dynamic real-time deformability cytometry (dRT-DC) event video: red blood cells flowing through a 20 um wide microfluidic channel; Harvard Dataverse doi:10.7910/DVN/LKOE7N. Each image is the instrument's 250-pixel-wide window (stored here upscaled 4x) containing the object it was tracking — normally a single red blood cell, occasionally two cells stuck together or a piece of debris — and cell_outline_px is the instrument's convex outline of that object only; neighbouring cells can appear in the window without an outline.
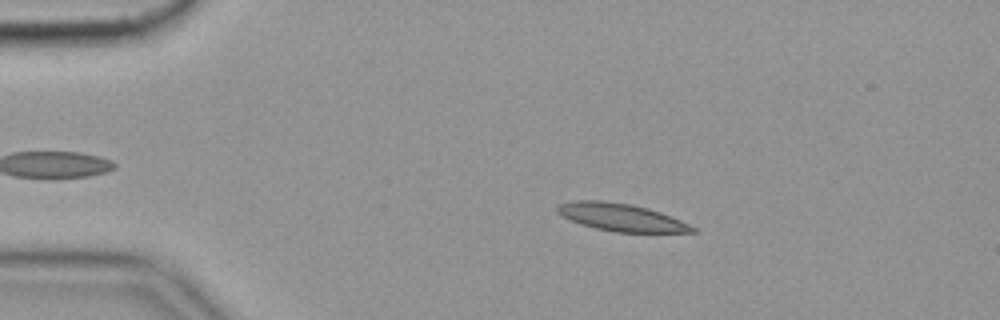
{"species": "common noctule bat (a hibernating species)", "species_latin": "Nyctalus noctula", "temperature_condition": "cold", "stored_images_in_passage": 56, "camera_frame_rate_fps": 3000, "um_per_image_px": 0.085, "animal": {"sex": "female", "body_mass_g": 19.9}, "frame": {"image": 1, "passage_image": 10, "time_ms": 3.0, "image_size_px": [1000, 320], "cell_outline_px": [[696, 232], [616, 232], [596, 228], [572, 220], [556, 212], [556, 208], [560, 204], [572, 200], [604, 200], [628, 204], [648, 208], [660, 212], [680, 220], [696, 228]], "centroid_in_image_um": [52.79, 18.46], "position_along_channel_um": 32.2, "area_um2": 21.33}}
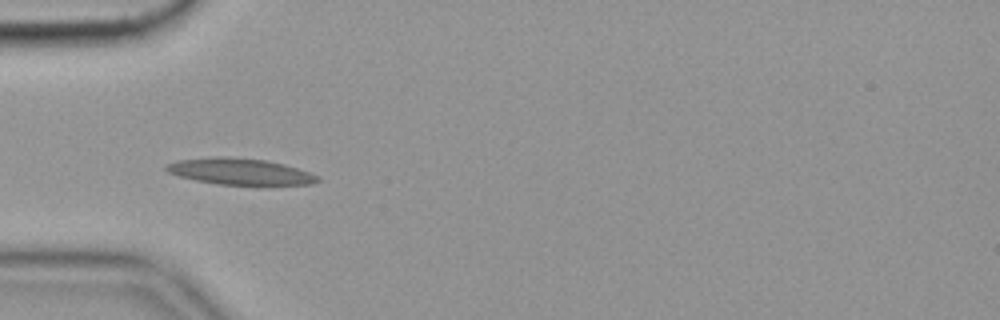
{"frame": {"image": 2, "passage_image": 17, "time_ms": 5.333, "image_size_px": [1000, 320], "cell_outline_px": [[320, 180], [312, 184], [268, 188], [260, 188], [216, 184], [196, 180], [180, 176], [168, 172], [164, 168], [168, 164], [176, 160], [264, 160], [284, 164], [320, 176]], "centroid_in_image_um": [20.61, 14.71], "position_along_channel_um": 64.4, "area_um2": 23.0}}
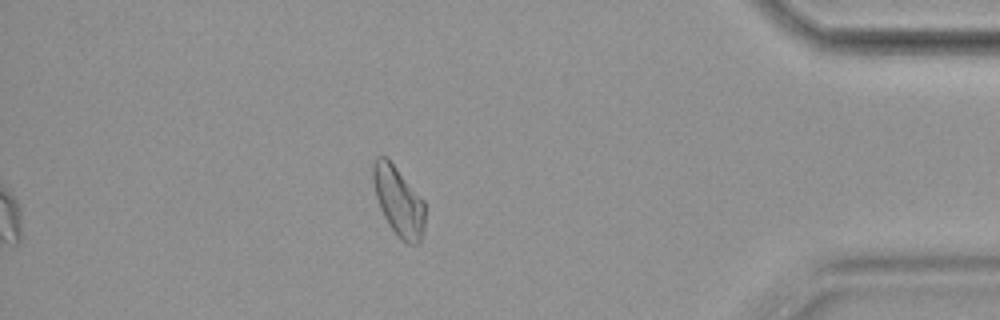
{"frame": {"image": 3, "passage_image": 49, "time_ms": 16.0, "image_size_px": [1000, 320], "cell_outline_px": [[424, 228], [420, 244], [408, 244], [400, 240], [388, 224], [380, 208], [376, 196], [372, 180], [372, 164], [376, 156], [384, 156], [396, 168], [424, 200]], "centroid_in_image_um": [33.87, 17.13], "position_along_channel_um": 401.3, "area_um2": 20.92}, "authors_computed_cell_mechanics": {"area_um2": 21.2704, "velocity_mm_per_s": 3.5165, "shape_relaxation_time_tau1_ms": null, "shape_relaxation_time_tau2_ms": 9.807, "deformation_change_tau1": null, "deformation_change_tau2": 0.2182}}